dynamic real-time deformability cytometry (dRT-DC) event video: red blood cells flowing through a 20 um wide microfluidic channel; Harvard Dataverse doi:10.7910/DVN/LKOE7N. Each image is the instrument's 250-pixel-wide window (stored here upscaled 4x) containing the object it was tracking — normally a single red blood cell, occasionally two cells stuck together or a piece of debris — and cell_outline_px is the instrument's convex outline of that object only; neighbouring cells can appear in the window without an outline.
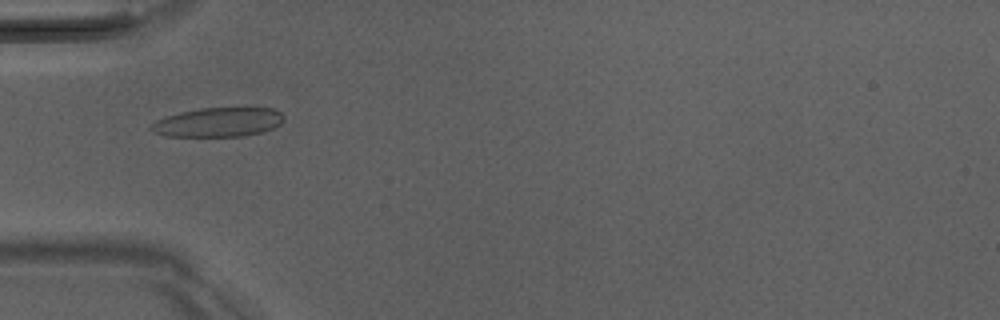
{"species": "Egyptian fruit bat (a non-hibernating species)", "species_latin": "Rousettus aegyptiacus", "temperature_condition": "room temperature", "stored_images_in_passage": 51, "camera_frame_rate_fps": 3000, "um_per_image_px": 0.085, "animal": {"sex": "male"}, "frame": {"image": 1, "passage_image": 17, "time_ms": 5.333, "image_size_px": [1000, 320], "cell_outline_px": [[284, 120], [280, 124], [272, 128], [260, 132], [244, 136], [164, 136], [152, 132], [148, 128], [156, 120], [180, 112], [200, 108], [272, 108], [280, 112], [284, 116]], "centroid_in_image_um": [18.53, 10.39], "position_along_channel_um": 66.5, "area_um2": 22.54}}
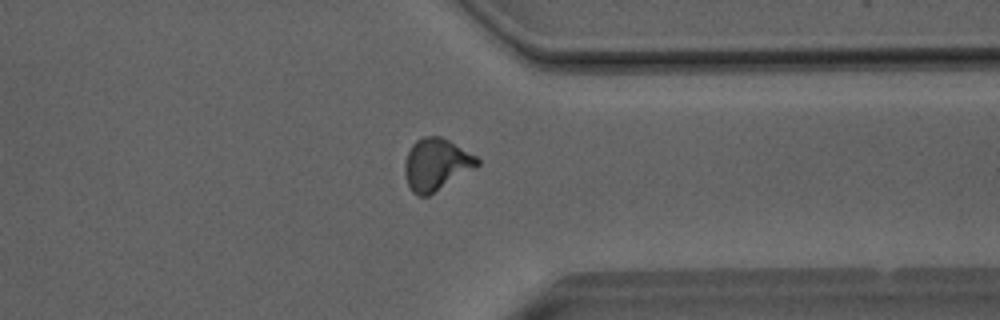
{"frame": {"image": 2, "passage_image": 40, "time_ms": 13.0, "image_size_px": [1000, 320], "cell_outline_px": [[480, 164], [428, 196], [420, 196], [412, 192], [408, 184], [404, 172], [404, 164], [408, 152], [412, 144], [416, 140], [424, 136], [440, 136], [448, 140], [476, 156], [480, 160]], "centroid_in_image_um": [37.05, 13.97], "position_along_channel_um": 374.4, "area_um2": 21.62}}
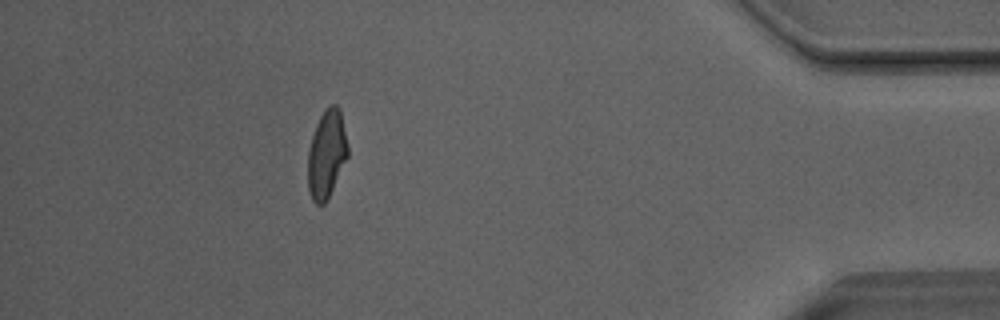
{"frame": {"image": 3, "passage_image": 46, "time_ms": 15.0, "image_size_px": [1000, 320], "cell_outline_px": [[348, 156], [324, 204], [316, 204], [312, 200], [308, 188], [308, 152], [312, 136], [316, 124], [320, 116], [332, 104], [336, 104], [340, 108], [348, 144]], "centroid_in_image_um": [27.76, 13.08], "position_along_channel_um": 407.4, "area_um2": 20.17}, "authors_computed_cell_mechanics": {"area_um2": 21.2704, "velocity_mm_per_s": 4.0652, "shape_relaxation_time_tau1_ms": null, "shape_relaxation_time_tau2_ms": 2.2978, "deformation_change_tau1": null, "deformation_change_tau2": 0.0988}}